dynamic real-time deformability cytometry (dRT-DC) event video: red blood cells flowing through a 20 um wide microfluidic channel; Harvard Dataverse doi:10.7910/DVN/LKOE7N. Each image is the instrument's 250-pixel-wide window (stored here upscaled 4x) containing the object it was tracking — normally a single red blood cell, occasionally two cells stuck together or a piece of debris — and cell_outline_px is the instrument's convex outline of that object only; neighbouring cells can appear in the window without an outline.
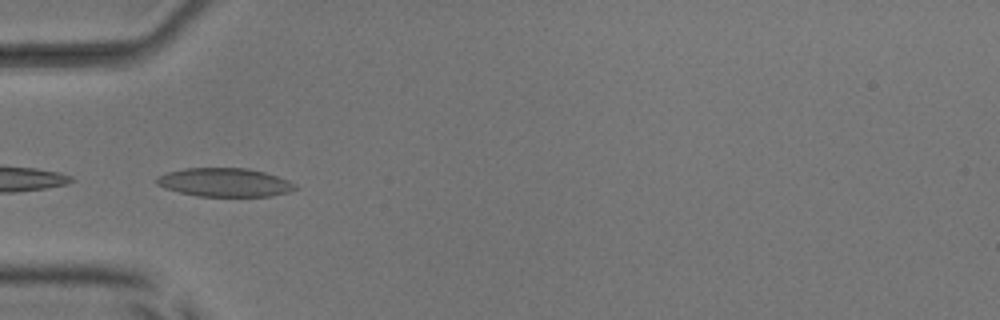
{"species": "common noctule bat (a hibernating species)", "species_latin": "Nyctalus noctula", "temperature_condition": "room temperature", "stored_images_in_passage": 36, "camera_frame_rate_fps": 3000, "um_per_image_px": 0.085, "animal": {"sex": "male", "body_mass_g": 17.9, "forearm_length_mm": 54.2}, "frame": {"image": 1, "passage_image": 1, "time_ms": 0.0, "image_size_px": [1000, 320], "cell_outline_px": [[300, 188], [288, 192], [272, 196], [196, 196], [164, 188], [156, 184], [156, 176], [168, 172], [184, 168], [248, 168], [264, 172], [288, 180], [296, 184]], "centroid_in_image_um": [19.1, 15.5], "position_along_channel_um": 65.9, "area_um2": 23.18}}
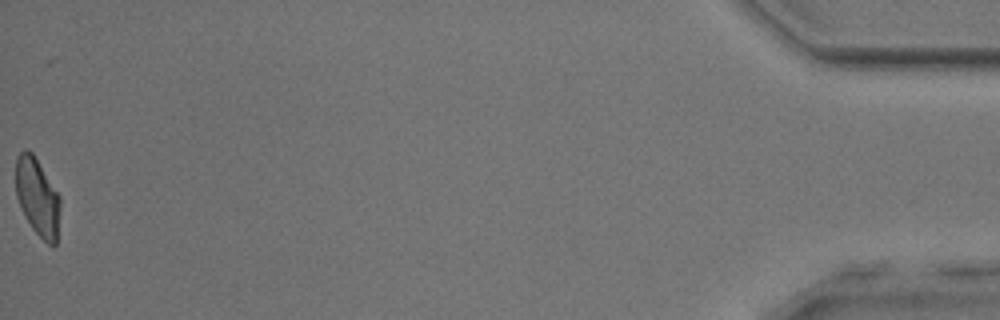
{"frame": {"image": 2, "passage_image": 36, "time_ms": 11.667, "image_size_px": [1000, 320], "cell_outline_px": [[60, 208], [56, 244], [52, 248], [32, 228], [16, 196], [16, 156], [24, 148], [32, 152], [60, 196]], "centroid_in_image_um": [3.19, 16.74], "position_along_channel_um": 432.0, "area_um2": 19.88}, "authors_computed_cell_mechanics": {"area_um2": 21.386, "velocity_mm_per_s": 3.9845, "shape_relaxation_time_tau1_ms": 4.2395, "shape_relaxation_time_tau2_ms": 1.6539, "deformation_change_tau1": 0.1322, "deformation_change_tau2": 0.071}}